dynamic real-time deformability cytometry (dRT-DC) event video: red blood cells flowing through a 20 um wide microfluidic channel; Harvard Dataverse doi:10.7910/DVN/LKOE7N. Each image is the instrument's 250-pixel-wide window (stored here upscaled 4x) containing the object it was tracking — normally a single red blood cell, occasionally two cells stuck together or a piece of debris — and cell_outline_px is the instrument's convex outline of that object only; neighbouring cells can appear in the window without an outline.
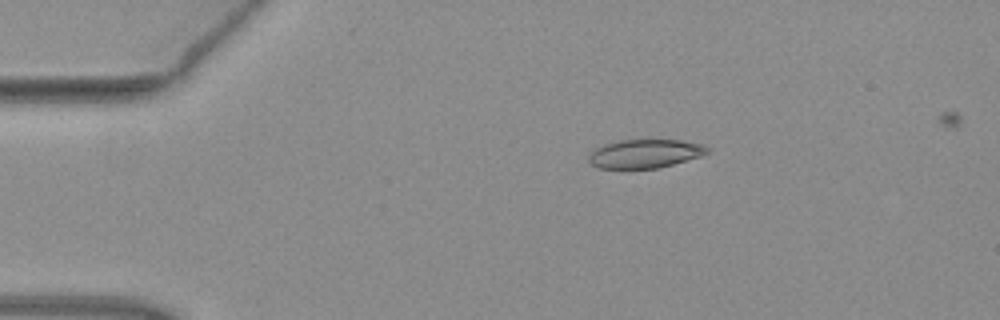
{"species": "common noctule bat (a hibernating species)", "species_latin": "Nyctalus noctula", "temperature_condition": "warm", "stored_images_in_passage": 3, "camera_frame_rate_fps": 3000, "um_per_image_px": 0.085, "animal": {"sex": "female", "body_mass_g": 19.3, "forearm_length_mm": 54.1}, "frame": {"image": 1, "passage_image": 1, "time_ms": 0.0, "image_size_px": [1000, 320], "cell_outline_px": [[708, 152], [700, 156], [672, 164], [656, 168], [596, 168], [588, 160], [588, 156], [596, 148], [604, 144], [620, 140], [680, 140], [704, 144], [708, 148]], "centroid_in_image_um": [54.8, 13.05], "position_along_channel_um": 30.2, "area_um2": 19.59}}